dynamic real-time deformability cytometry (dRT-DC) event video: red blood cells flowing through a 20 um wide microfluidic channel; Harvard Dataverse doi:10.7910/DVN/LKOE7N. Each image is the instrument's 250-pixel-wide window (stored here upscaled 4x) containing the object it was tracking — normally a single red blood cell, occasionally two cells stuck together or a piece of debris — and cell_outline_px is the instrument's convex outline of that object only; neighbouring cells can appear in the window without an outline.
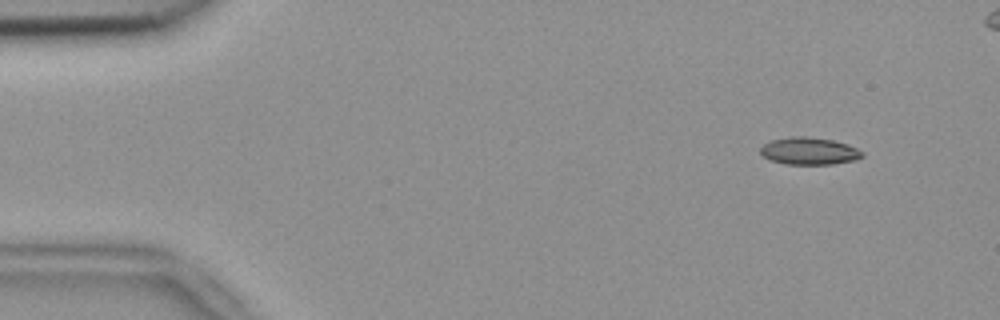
{"species": "common noctule bat (a hibernating species)", "species_latin": "Nyctalus noctula", "temperature_condition": "room temperature", "stored_images_in_passage": 50, "camera_frame_rate_fps": 3000, "um_per_image_px": 0.085, "animal": {"sex": "female", "body_mass_g": 18.4}, "frame": {"image": 1, "passage_image": 4, "time_ms": 1.0, "image_size_px": [1000, 320], "cell_outline_px": [[864, 156], [856, 160], [832, 164], [784, 164], [772, 160], [764, 156], [760, 152], [760, 148], [764, 144], [772, 140], [792, 136], [808, 136], [832, 140], [848, 144], [864, 152]], "centroid_in_image_um": [68.81, 12.83], "position_along_channel_um": 16.2, "area_um2": 16.18}}
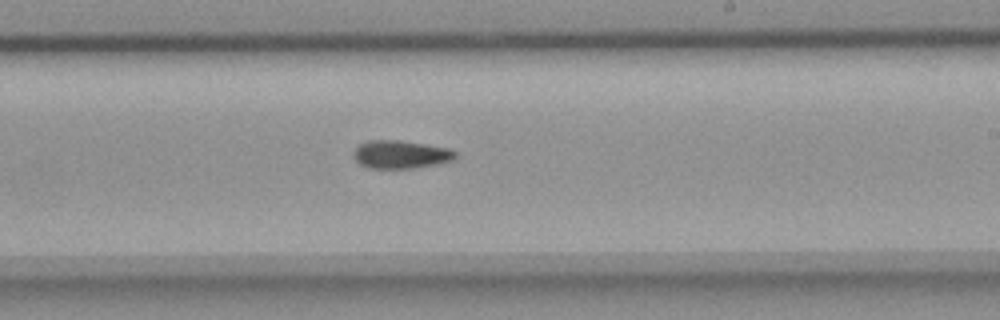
{"frame": {"image": 2, "passage_image": 31, "time_ms": 10.0, "image_size_px": [1000, 320], "cell_outline_px": [[456, 156], [452, 160], [436, 164], [416, 168], [368, 168], [360, 164], [352, 156], [352, 152], [360, 144], [368, 140], [400, 140], [448, 148], [456, 152]], "centroid_in_image_um": [34.02, 13.13], "position_along_channel_um": 255.0, "area_um2": 16.65}}
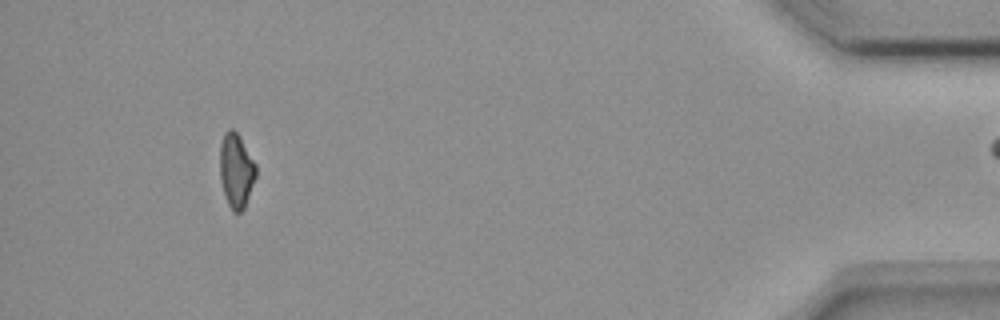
{"frame": {"image": 3, "passage_image": 49, "time_ms": 16.0, "image_size_px": [1000, 320], "cell_outline_px": [[256, 176], [244, 208], [240, 212], [232, 212], [224, 196], [220, 180], [220, 144], [224, 132], [228, 128], [232, 128], [240, 136], [256, 164]], "centroid_in_image_um": [20.06, 14.48], "position_along_channel_um": 415.1, "area_um2": 15.78}}